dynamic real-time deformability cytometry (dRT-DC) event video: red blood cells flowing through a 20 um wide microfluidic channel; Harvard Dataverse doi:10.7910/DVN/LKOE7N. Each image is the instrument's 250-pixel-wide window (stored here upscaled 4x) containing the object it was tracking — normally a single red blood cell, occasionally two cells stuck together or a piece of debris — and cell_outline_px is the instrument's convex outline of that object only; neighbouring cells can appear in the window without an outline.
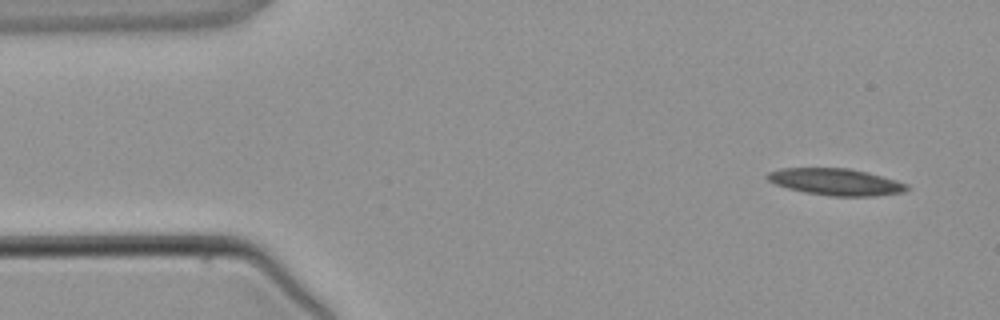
{"species": "common noctule bat (a hibernating species)", "species_latin": "Nyctalus noctula", "temperature_condition": "warm", "stored_images_in_passage": 4, "camera_frame_rate_fps": 3000, "um_per_image_px": 0.085, "animal": {"sex": "male", "body_mass_g": 21.5, "forearm_length_mm": 52.0}, "frame": {"image": 1, "passage_image": 1, "time_ms": 0.0, "image_size_px": [1000, 320], "cell_outline_px": [[908, 188], [904, 192], [876, 196], [828, 196], [804, 192], [788, 188], [776, 184], [768, 180], [764, 176], [768, 172], [780, 168], [848, 168], [868, 172], [896, 180], [908, 184]], "centroid_in_image_um": [71.04, 15.46], "position_along_channel_um": 14.0, "area_um2": 21.85}}
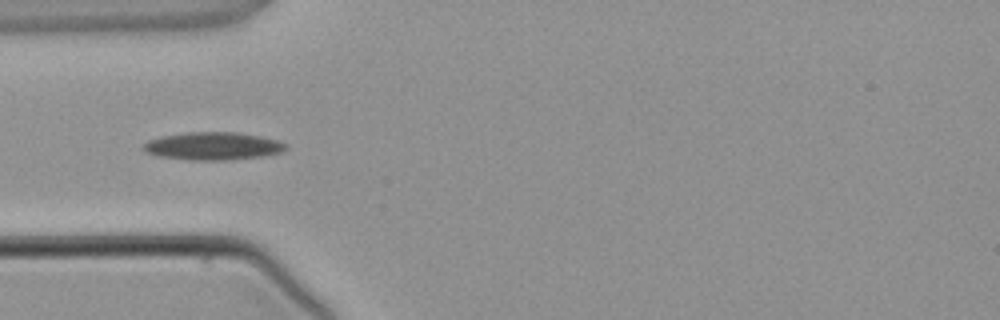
{"frame": {"image": 2, "passage_image": 4, "time_ms": 3.333, "image_size_px": [1000, 320], "cell_outline_px": [[288, 148], [284, 152], [264, 156], [232, 160], [188, 160], [156, 156], [144, 152], [140, 148], [148, 140], [160, 136], [188, 132], [236, 132], [260, 136], [276, 140], [288, 144]], "centroid_in_image_um": [18.09, 12.42], "position_along_channel_um": 66.9, "area_um2": 23.52}}